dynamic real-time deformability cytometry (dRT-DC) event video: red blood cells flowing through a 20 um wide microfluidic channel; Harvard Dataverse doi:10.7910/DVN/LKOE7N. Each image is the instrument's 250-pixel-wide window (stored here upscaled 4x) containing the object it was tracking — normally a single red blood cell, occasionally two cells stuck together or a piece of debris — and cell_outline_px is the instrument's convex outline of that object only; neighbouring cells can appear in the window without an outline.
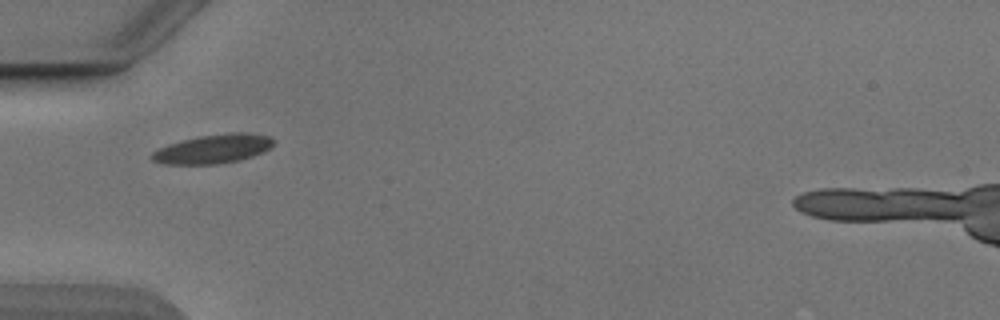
{"species": "Egyptian fruit bat (a non-hibernating species)", "species_latin": "Rousettus aegyptiacus", "temperature_condition": "cold", "stored_images_in_passage": 3, "camera_frame_rate_fps": 3000, "um_per_image_px": 0.085, "animal": {"sex": "male"}, "frame": {"image": 1, "passage_image": 1, "time_ms": 0.0, "image_size_px": [1000, 320], "cell_outline_px": [[272, 144], [264, 152], [252, 156], [236, 160], [216, 164], [164, 164], [152, 160], [148, 156], [152, 152], [168, 144], [200, 136], [232, 132], [244, 132], [268, 136], [272, 140]], "centroid_in_image_um": [18.06, 12.66], "position_along_channel_um": 66.9, "area_um2": 20.23}}